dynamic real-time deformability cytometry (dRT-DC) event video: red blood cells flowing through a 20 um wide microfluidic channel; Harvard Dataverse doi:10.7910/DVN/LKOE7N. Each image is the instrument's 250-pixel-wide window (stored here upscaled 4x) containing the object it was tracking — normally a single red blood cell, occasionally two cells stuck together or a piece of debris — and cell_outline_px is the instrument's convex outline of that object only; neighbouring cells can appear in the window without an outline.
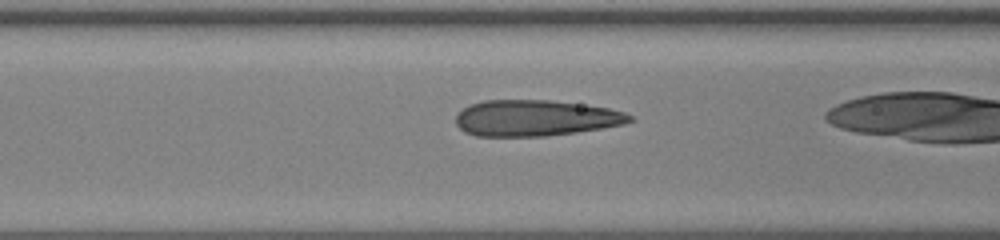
{"species": "human", "species_latin": "Homo sapiens", "temperature_condition": "warm", "stored_images_in_passage": 22, "camera_frame_rate_fps": 3000, "um_per_image_px": 0.085, "donor": {"sex": "male"}, "frame": {"image": 1, "passage_image": 3, "time_ms": 0.667, "image_size_px": [1000, 240], "cell_outline_px": [[636, 120], [624, 124], [576, 132], [548, 136], [476, 136], [464, 132], [456, 124], [456, 116], [468, 104], [484, 100], [552, 100], [608, 108], [624, 112], [632, 116]], "centroid_in_image_um": [45.5, 10.03], "position_along_channel_um": 121.1, "area_um2": 36.59}}
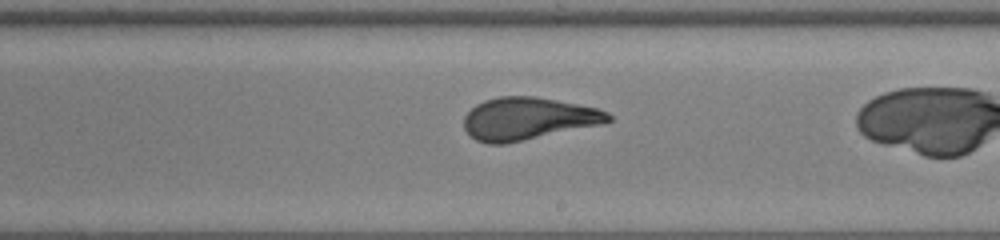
{"frame": {"image": 2, "passage_image": 12, "time_ms": 3.667, "image_size_px": [1000, 240], "cell_outline_px": [[612, 120], [600, 124], [504, 144], [488, 144], [476, 140], [464, 128], [464, 116], [476, 104], [484, 100], [500, 96], [536, 96], [600, 108], [608, 112], [612, 116]], "centroid_in_image_um": [44.88, 10.07], "position_along_channel_um": 244.1, "area_um2": 35.55}}
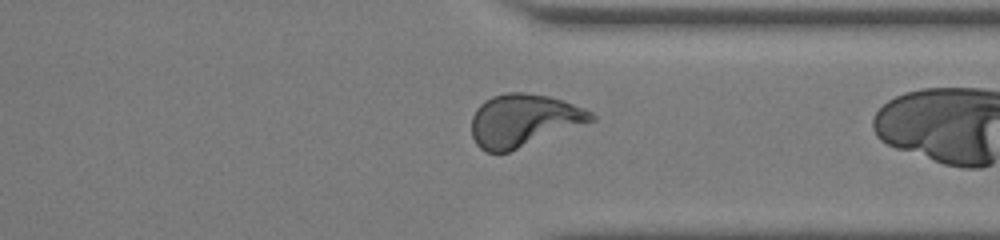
{"frame": {"image": 3, "passage_image": 21, "time_ms": 6.667, "image_size_px": [1000, 240], "cell_outline_px": [[596, 120], [508, 152], [484, 152], [476, 144], [472, 136], [472, 116], [476, 108], [484, 100], [492, 96], [508, 92], [524, 92], [548, 96], [564, 100], [584, 108], [592, 112], [596, 116]], "centroid_in_image_um": [44.5, 10.22], "position_along_channel_um": 366.9, "area_um2": 36.7}}